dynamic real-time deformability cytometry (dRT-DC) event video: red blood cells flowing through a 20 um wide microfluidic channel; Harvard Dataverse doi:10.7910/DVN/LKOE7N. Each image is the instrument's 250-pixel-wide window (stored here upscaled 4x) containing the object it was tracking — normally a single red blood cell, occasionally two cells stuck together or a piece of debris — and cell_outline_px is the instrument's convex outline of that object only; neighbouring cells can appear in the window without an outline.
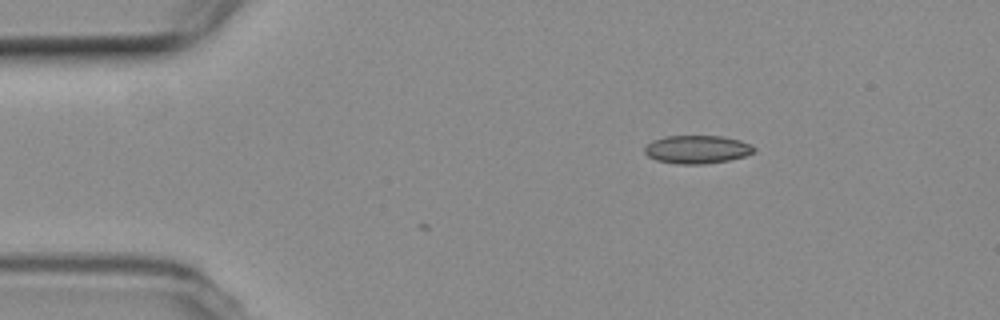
{"species": "common noctule bat (a hibernating species)", "species_latin": "Nyctalus noctula", "temperature_condition": "room temperature", "stored_images_in_passage": 3, "camera_frame_rate_fps": 3000, "um_per_image_px": 0.085, "animal": {"sex": "female", "body_mass_g": 19.3, "forearm_length_mm": 54.1}, "frame": {"image": 1, "passage_image": 1, "time_ms": 0.0, "image_size_px": [1000, 320], "cell_outline_px": [[756, 148], [752, 152], [744, 156], [728, 160], [704, 164], [680, 164], [656, 160], [648, 156], [644, 152], [644, 148], [652, 140], [664, 136], [720, 136], [740, 140]], "centroid_in_image_um": [59.21, 12.7], "position_along_channel_um": 25.8, "area_um2": 17.8}}